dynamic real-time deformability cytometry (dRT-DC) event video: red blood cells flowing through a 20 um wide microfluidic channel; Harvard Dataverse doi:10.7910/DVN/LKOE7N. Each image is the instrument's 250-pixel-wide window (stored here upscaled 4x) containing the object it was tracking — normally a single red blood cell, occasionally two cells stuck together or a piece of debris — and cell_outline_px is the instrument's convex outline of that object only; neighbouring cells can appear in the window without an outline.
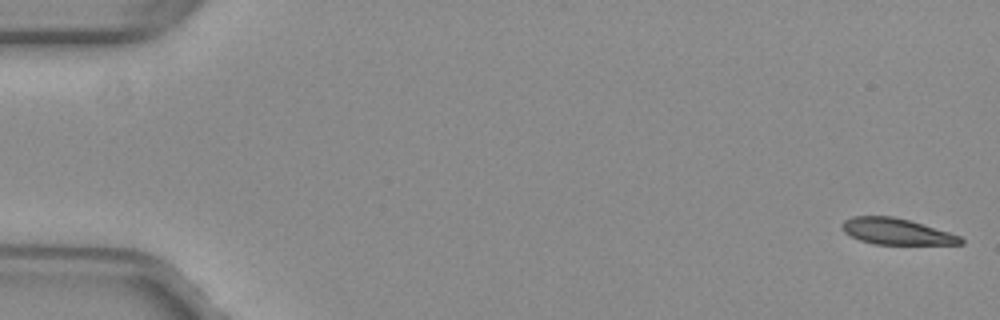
{"species": "common noctule bat (a hibernating species)", "species_latin": "Nyctalus noctula", "temperature_condition": "warm", "stored_images_in_passage": 25, "camera_frame_rate_fps": 3000, "um_per_image_px": 0.085, "animal": {"sex": "female", "body_mass_g": 29.2, "forearm_length_mm": 56.3}, "frame": {"image": 1, "passage_image": 1, "time_ms": 0.0, "image_size_px": [1000, 320], "cell_outline_px": [[964, 244], [876, 244], [860, 240], [844, 232], [840, 224], [844, 220], [852, 216], [892, 216], [908, 220], [948, 232], [960, 236], [964, 240]], "centroid_in_image_um": [76.17, 19.67], "position_along_channel_um": 8.8, "area_um2": 17.86}}
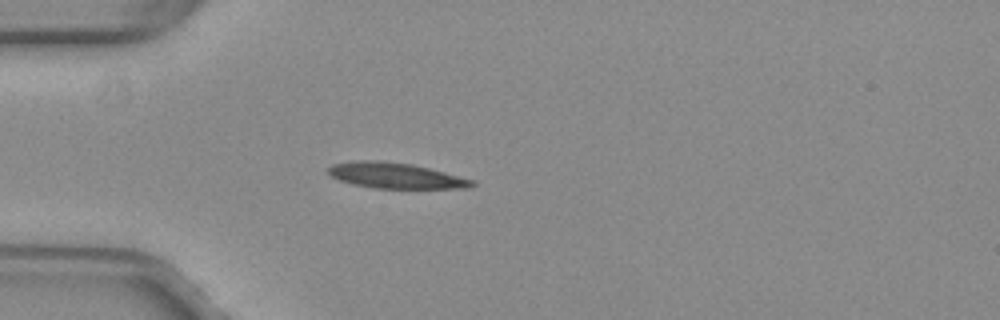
{"frame": {"image": 2, "passage_image": 15, "time_ms": 4.667, "image_size_px": [1000, 320], "cell_outline_px": [[476, 184], [468, 188], [372, 188], [352, 184], [340, 180], [332, 176], [328, 172], [328, 168], [332, 164], [352, 160], [380, 160], [412, 164], [444, 172], [472, 180]], "centroid_in_image_um": [33.57, 14.91], "position_along_channel_um": 51.4, "area_um2": 21.39}}
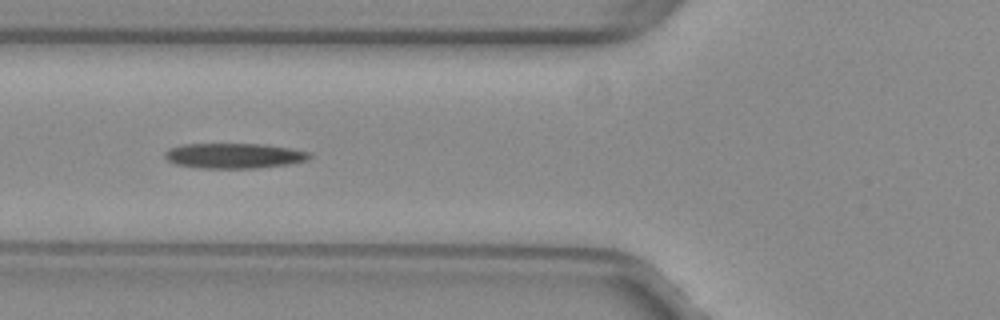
{"frame": {"image": 3, "passage_image": 20, "time_ms": 6.333, "image_size_px": [1000, 320], "cell_outline_px": [[312, 156], [308, 160], [288, 164], [256, 168], [200, 168], [176, 164], [168, 160], [164, 156], [164, 152], [168, 148], [184, 144], [264, 144], [292, 148], [312, 152]], "centroid_in_image_um": [19.93, 13.23], "position_along_channel_um": 105.9, "area_um2": 21.39}}